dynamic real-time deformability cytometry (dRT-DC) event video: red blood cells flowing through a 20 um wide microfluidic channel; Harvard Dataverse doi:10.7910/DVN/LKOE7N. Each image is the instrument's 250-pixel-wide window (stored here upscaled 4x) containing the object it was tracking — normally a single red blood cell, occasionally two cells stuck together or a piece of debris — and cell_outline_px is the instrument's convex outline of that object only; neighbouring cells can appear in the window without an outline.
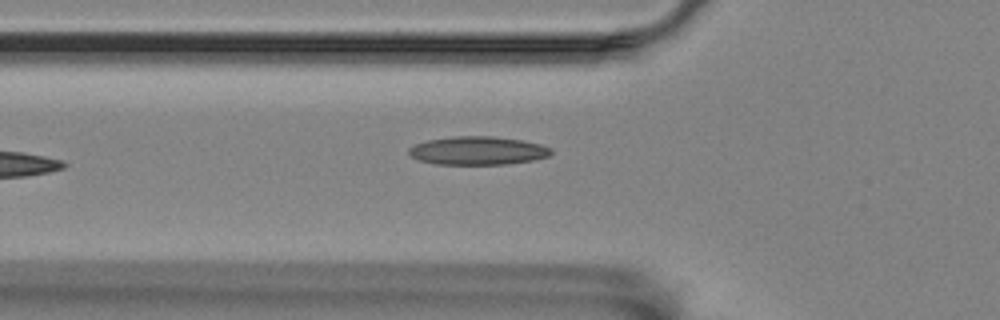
{"species": "Egyptian fruit bat (a non-hibernating species)", "species_latin": "Rousettus aegyptiacus", "temperature_condition": "room temperature", "stored_images_in_passage": 25, "camera_frame_rate_fps": 3000, "um_per_image_px": 0.085, "animal": {"sex": "female"}, "frame": {"image": 1, "passage_image": 2, "time_ms": 0.333, "image_size_px": [1000, 320], "cell_outline_px": [[552, 152], [548, 156], [532, 160], [508, 164], [436, 164], [420, 160], [412, 156], [408, 152], [408, 148], [416, 144], [428, 140], [452, 136], [492, 136], [520, 140], [540, 144], [552, 148]], "centroid_in_image_um": [40.61, 12.8], "position_along_channel_um": 85.2, "area_um2": 23.35}}
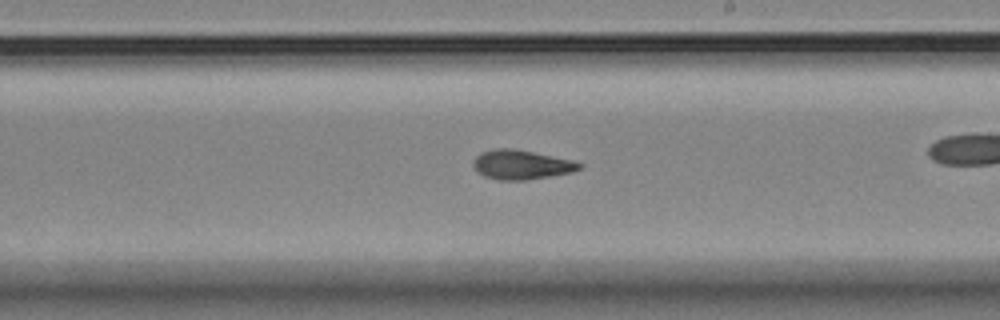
{"frame": {"image": 2, "passage_image": 12, "time_ms": 3.667, "image_size_px": [1000, 320], "cell_outline_px": [[584, 164], [580, 168], [572, 172], [524, 180], [500, 180], [484, 176], [476, 172], [472, 164], [472, 160], [480, 152], [492, 148], [512, 148], [572, 160]], "centroid_in_image_um": [44.25, 13.99], "position_along_channel_um": 244.8, "area_um2": 18.15}}
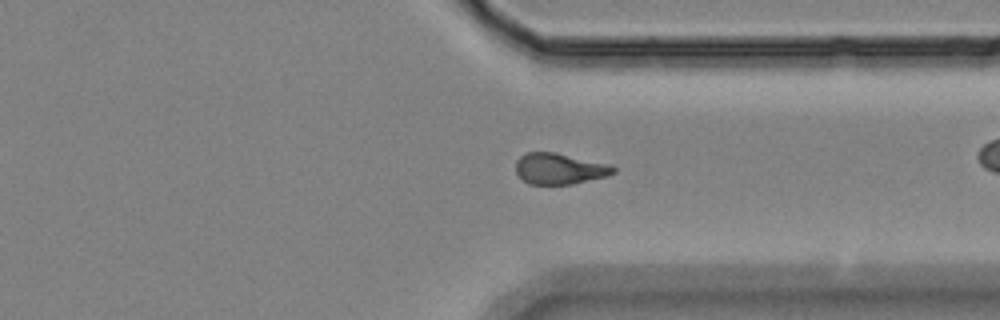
{"frame": {"image": 3, "passage_image": 22, "time_ms": 7.0, "image_size_px": [1000, 320], "cell_outline_px": [[616, 172], [608, 176], [572, 184], [528, 184], [516, 172], [516, 160], [520, 156], [528, 152], [556, 152], [604, 164], [616, 168]], "centroid_in_image_um": [47.52, 14.35], "position_along_channel_um": 363.9, "area_um2": 17.4}}